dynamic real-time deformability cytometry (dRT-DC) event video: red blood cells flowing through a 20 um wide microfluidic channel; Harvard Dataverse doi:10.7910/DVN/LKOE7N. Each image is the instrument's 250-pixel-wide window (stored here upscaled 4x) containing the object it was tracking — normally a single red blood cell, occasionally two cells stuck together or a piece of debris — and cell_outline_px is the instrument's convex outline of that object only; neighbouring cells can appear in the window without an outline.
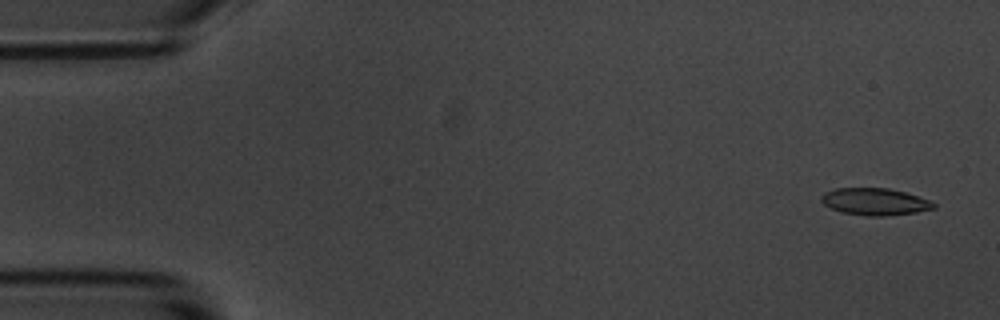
{"species": "common noctule bat (a hibernating species)", "species_latin": "Nyctalus noctula", "temperature_condition": "room temperature", "stored_images_in_passage": 6, "camera_frame_rate_fps": 3000, "um_per_image_px": 0.085, "animal": {"sex": "male", "body_mass_g": 20.1, "forearm_length_mm": 53.5}, "frame": {"image": 1, "passage_image": 1, "time_ms": 0.0, "image_size_px": [1000, 320], "cell_outline_px": [[936, 208], [916, 212], [884, 216], [868, 216], [840, 212], [824, 204], [820, 200], [820, 196], [824, 192], [836, 188], [888, 188], [904, 192], [928, 200], [936, 204]], "centroid_in_image_um": [74.33, 17.14], "position_along_channel_um": 10.7, "area_um2": 17.63}}
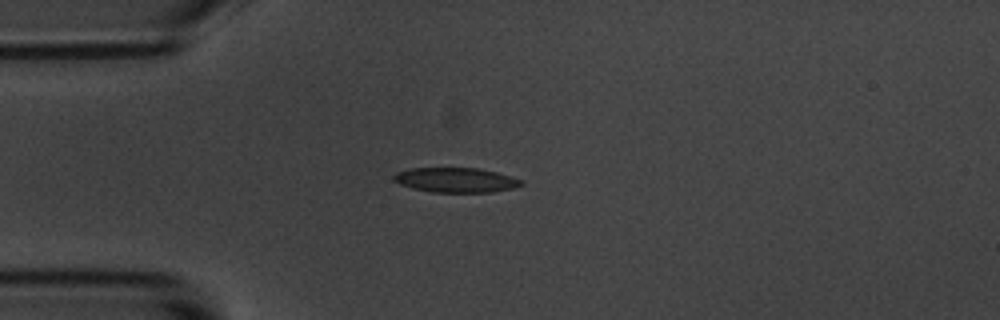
{"frame": {"image": 2, "passage_image": 4, "time_ms": 4.0, "image_size_px": [1000, 320], "cell_outline_px": [[524, 184], [516, 188], [492, 192], [432, 192], [412, 188], [400, 184], [392, 180], [392, 176], [396, 172], [408, 168], [476, 168], [496, 172], [512, 176], [524, 180]], "centroid_in_image_um": [38.76, 15.3], "position_along_channel_um": 46.2, "area_um2": 18.61}}
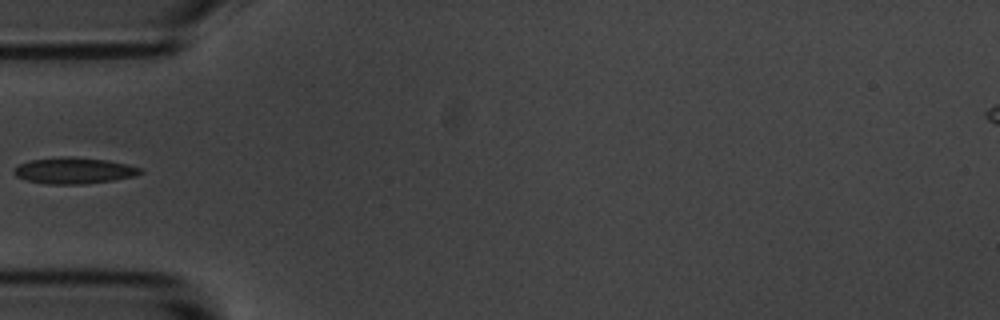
{"frame": {"image": 3, "passage_image": 5, "time_ms": 5.333, "image_size_px": [1000, 320], "cell_outline_px": [[144, 172], [136, 176], [112, 180], [84, 184], [44, 184], [28, 180], [16, 176], [12, 172], [12, 168], [28, 160], [60, 156], [68, 156], [108, 160], [140, 168]], "centroid_in_image_um": [6.24, 14.49], "position_along_channel_um": 78.8, "area_um2": 19.42}}